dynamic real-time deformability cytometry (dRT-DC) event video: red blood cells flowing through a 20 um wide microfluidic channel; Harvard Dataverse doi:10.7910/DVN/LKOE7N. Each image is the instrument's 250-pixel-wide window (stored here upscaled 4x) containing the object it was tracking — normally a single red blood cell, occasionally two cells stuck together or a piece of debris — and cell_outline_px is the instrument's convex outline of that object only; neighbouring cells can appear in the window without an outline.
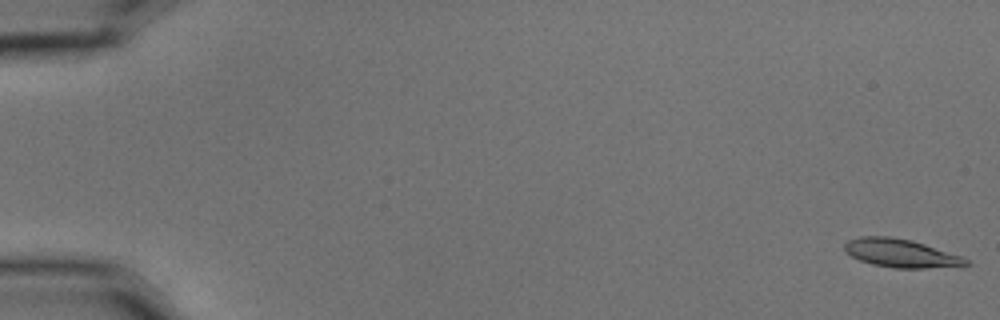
{"species": "common noctule bat (a hibernating species)", "species_latin": "Nyctalus noctula", "temperature_condition": "cold", "stored_images_in_passage": 3, "camera_frame_rate_fps": 3000, "um_per_image_px": 0.085, "animal": {"sex": "male", "body_mass_g": 15.6}, "frame": {"image": 1, "passage_image": 1, "time_ms": 0.0, "image_size_px": [1000, 320], "cell_outline_px": [[972, 264], [924, 268], [896, 268], [872, 264], [860, 260], [852, 256], [844, 248], [844, 244], [848, 240], [860, 236], [892, 236], [912, 240], [960, 256], [968, 260]], "centroid_in_image_um": [76.53, 21.51], "position_along_channel_um": 8.5, "area_um2": 19.71}}